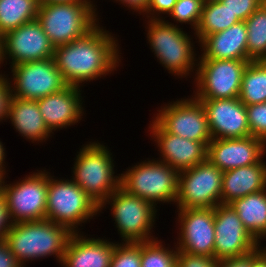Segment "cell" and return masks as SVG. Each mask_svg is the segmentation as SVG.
<instances>
[{"instance_id": "cell-1", "label": "cell", "mask_w": 266, "mask_h": 267, "mask_svg": "<svg viewBox=\"0 0 266 267\" xmlns=\"http://www.w3.org/2000/svg\"><path fill=\"white\" fill-rule=\"evenodd\" d=\"M118 42L115 34L98 23L81 38L56 46L53 58L65 83L82 88L84 83L114 74L122 62Z\"/></svg>"}, {"instance_id": "cell-2", "label": "cell", "mask_w": 266, "mask_h": 267, "mask_svg": "<svg viewBox=\"0 0 266 267\" xmlns=\"http://www.w3.org/2000/svg\"><path fill=\"white\" fill-rule=\"evenodd\" d=\"M72 234L68 228L45 219L13 223L4 240L23 267L50 256L61 264Z\"/></svg>"}, {"instance_id": "cell-3", "label": "cell", "mask_w": 266, "mask_h": 267, "mask_svg": "<svg viewBox=\"0 0 266 267\" xmlns=\"http://www.w3.org/2000/svg\"><path fill=\"white\" fill-rule=\"evenodd\" d=\"M145 21L147 43L157 62L165 68V71L177 76L178 79L191 76L194 79L198 65V54L194 47L195 42L192 40L194 36L191 37L181 26L168 23L166 19H145Z\"/></svg>"}, {"instance_id": "cell-4", "label": "cell", "mask_w": 266, "mask_h": 267, "mask_svg": "<svg viewBox=\"0 0 266 267\" xmlns=\"http://www.w3.org/2000/svg\"><path fill=\"white\" fill-rule=\"evenodd\" d=\"M73 162L71 179L100 207L120 187L111 150L97 141L83 144ZM116 174V175H115Z\"/></svg>"}, {"instance_id": "cell-5", "label": "cell", "mask_w": 266, "mask_h": 267, "mask_svg": "<svg viewBox=\"0 0 266 267\" xmlns=\"http://www.w3.org/2000/svg\"><path fill=\"white\" fill-rule=\"evenodd\" d=\"M98 214L99 206L78 184L69 178L57 179L47 171V220L68 228L72 233H81L82 224L90 222Z\"/></svg>"}, {"instance_id": "cell-6", "label": "cell", "mask_w": 266, "mask_h": 267, "mask_svg": "<svg viewBox=\"0 0 266 267\" xmlns=\"http://www.w3.org/2000/svg\"><path fill=\"white\" fill-rule=\"evenodd\" d=\"M143 160L120 173V187L157 206L175 204L178 196L179 171L155 158Z\"/></svg>"}, {"instance_id": "cell-7", "label": "cell", "mask_w": 266, "mask_h": 267, "mask_svg": "<svg viewBox=\"0 0 266 267\" xmlns=\"http://www.w3.org/2000/svg\"><path fill=\"white\" fill-rule=\"evenodd\" d=\"M94 2L39 5L37 20L54 47L68 44L91 31L98 23Z\"/></svg>"}, {"instance_id": "cell-8", "label": "cell", "mask_w": 266, "mask_h": 267, "mask_svg": "<svg viewBox=\"0 0 266 267\" xmlns=\"http://www.w3.org/2000/svg\"><path fill=\"white\" fill-rule=\"evenodd\" d=\"M113 221L120 234L121 242H145L156 239L153 227L156 223L159 206L138 196L127 193L118 187L99 207L102 213L109 207Z\"/></svg>"}, {"instance_id": "cell-9", "label": "cell", "mask_w": 266, "mask_h": 267, "mask_svg": "<svg viewBox=\"0 0 266 267\" xmlns=\"http://www.w3.org/2000/svg\"><path fill=\"white\" fill-rule=\"evenodd\" d=\"M37 171V172H36ZM2 178L0 192L5 198L12 223L40 221L46 219L47 170H35L19 181L10 182Z\"/></svg>"}, {"instance_id": "cell-10", "label": "cell", "mask_w": 266, "mask_h": 267, "mask_svg": "<svg viewBox=\"0 0 266 267\" xmlns=\"http://www.w3.org/2000/svg\"><path fill=\"white\" fill-rule=\"evenodd\" d=\"M248 63L249 60L198 59L193 96L196 99L239 97Z\"/></svg>"}, {"instance_id": "cell-11", "label": "cell", "mask_w": 266, "mask_h": 267, "mask_svg": "<svg viewBox=\"0 0 266 267\" xmlns=\"http://www.w3.org/2000/svg\"><path fill=\"white\" fill-rule=\"evenodd\" d=\"M223 171L208 159L179 172L177 209L215 208L221 204Z\"/></svg>"}, {"instance_id": "cell-12", "label": "cell", "mask_w": 266, "mask_h": 267, "mask_svg": "<svg viewBox=\"0 0 266 267\" xmlns=\"http://www.w3.org/2000/svg\"><path fill=\"white\" fill-rule=\"evenodd\" d=\"M167 102L152 117L166 132L209 143L213 138L202 103L194 96Z\"/></svg>"}, {"instance_id": "cell-13", "label": "cell", "mask_w": 266, "mask_h": 267, "mask_svg": "<svg viewBox=\"0 0 266 267\" xmlns=\"http://www.w3.org/2000/svg\"><path fill=\"white\" fill-rule=\"evenodd\" d=\"M10 70L11 80L9 74L7 77L12 96L20 99L38 100L67 86L54 58L23 62Z\"/></svg>"}, {"instance_id": "cell-14", "label": "cell", "mask_w": 266, "mask_h": 267, "mask_svg": "<svg viewBox=\"0 0 266 267\" xmlns=\"http://www.w3.org/2000/svg\"><path fill=\"white\" fill-rule=\"evenodd\" d=\"M2 63L15 66L23 62L54 57V45L37 19L10 30L1 36ZM11 60V61H10Z\"/></svg>"}, {"instance_id": "cell-15", "label": "cell", "mask_w": 266, "mask_h": 267, "mask_svg": "<svg viewBox=\"0 0 266 267\" xmlns=\"http://www.w3.org/2000/svg\"><path fill=\"white\" fill-rule=\"evenodd\" d=\"M177 250L214 257V208L177 209Z\"/></svg>"}, {"instance_id": "cell-16", "label": "cell", "mask_w": 266, "mask_h": 267, "mask_svg": "<svg viewBox=\"0 0 266 267\" xmlns=\"http://www.w3.org/2000/svg\"><path fill=\"white\" fill-rule=\"evenodd\" d=\"M214 258L238 257L250 253L261 244L248 232L237 212L229 204L214 208Z\"/></svg>"}, {"instance_id": "cell-17", "label": "cell", "mask_w": 266, "mask_h": 267, "mask_svg": "<svg viewBox=\"0 0 266 267\" xmlns=\"http://www.w3.org/2000/svg\"><path fill=\"white\" fill-rule=\"evenodd\" d=\"M148 125V135L159 151L158 161L168 164L179 172L207 160L208 144L182 138L166 132L153 118Z\"/></svg>"}, {"instance_id": "cell-18", "label": "cell", "mask_w": 266, "mask_h": 267, "mask_svg": "<svg viewBox=\"0 0 266 267\" xmlns=\"http://www.w3.org/2000/svg\"><path fill=\"white\" fill-rule=\"evenodd\" d=\"M197 100L204 107L213 139H235L251 136L246 105L238 97Z\"/></svg>"}, {"instance_id": "cell-19", "label": "cell", "mask_w": 266, "mask_h": 267, "mask_svg": "<svg viewBox=\"0 0 266 267\" xmlns=\"http://www.w3.org/2000/svg\"><path fill=\"white\" fill-rule=\"evenodd\" d=\"M266 156V142L258 137L212 139L207 159L223 172L260 162Z\"/></svg>"}, {"instance_id": "cell-20", "label": "cell", "mask_w": 266, "mask_h": 267, "mask_svg": "<svg viewBox=\"0 0 266 267\" xmlns=\"http://www.w3.org/2000/svg\"><path fill=\"white\" fill-rule=\"evenodd\" d=\"M81 92V87L67 85L63 90L37 100L41 115L53 134L80 123L85 115Z\"/></svg>"}, {"instance_id": "cell-21", "label": "cell", "mask_w": 266, "mask_h": 267, "mask_svg": "<svg viewBox=\"0 0 266 267\" xmlns=\"http://www.w3.org/2000/svg\"><path fill=\"white\" fill-rule=\"evenodd\" d=\"M73 233L70 237L61 265L63 267H110L115 241L87 237Z\"/></svg>"}, {"instance_id": "cell-22", "label": "cell", "mask_w": 266, "mask_h": 267, "mask_svg": "<svg viewBox=\"0 0 266 267\" xmlns=\"http://www.w3.org/2000/svg\"><path fill=\"white\" fill-rule=\"evenodd\" d=\"M247 26L240 21L224 31L206 36L198 59L248 60Z\"/></svg>"}, {"instance_id": "cell-23", "label": "cell", "mask_w": 266, "mask_h": 267, "mask_svg": "<svg viewBox=\"0 0 266 267\" xmlns=\"http://www.w3.org/2000/svg\"><path fill=\"white\" fill-rule=\"evenodd\" d=\"M9 123L21 137L31 143H44L49 137L54 135L47 127L37 100H24L17 97H11L8 110ZM37 141V142H36Z\"/></svg>"}, {"instance_id": "cell-24", "label": "cell", "mask_w": 266, "mask_h": 267, "mask_svg": "<svg viewBox=\"0 0 266 267\" xmlns=\"http://www.w3.org/2000/svg\"><path fill=\"white\" fill-rule=\"evenodd\" d=\"M266 189V162L264 158L253 165L223 172L221 204Z\"/></svg>"}, {"instance_id": "cell-25", "label": "cell", "mask_w": 266, "mask_h": 267, "mask_svg": "<svg viewBox=\"0 0 266 267\" xmlns=\"http://www.w3.org/2000/svg\"><path fill=\"white\" fill-rule=\"evenodd\" d=\"M229 205L250 234L261 244L266 239V189L233 200Z\"/></svg>"}, {"instance_id": "cell-26", "label": "cell", "mask_w": 266, "mask_h": 267, "mask_svg": "<svg viewBox=\"0 0 266 267\" xmlns=\"http://www.w3.org/2000/svg\"><path fill=\"white\" fill-rule=\"evenodd\" d=\"M238 22L240 20L221 1L204 3L199 26L193 34L198 39L195 42L200 43L206 36L224 31Z\"/></svg>"}, {"instance_id": "cell-27", "label": "cell", "mask_w": 266, "mask_h": 267, "mask_svg": "<svg viewBox=\"0 0 266 267\" xmlns=\"http://www.w3.org/2000/svg\"><path fill=\"white\" fill-rule=\"evenodd\" d=\"M37 0H0V36L37 19Z\"/></svg>"}, {"instance_id": "cell-28", "label": "cell", "mask_w": 266, "mask_h": 267, "mask_svg": "<svg viewBox=\"0 0 266 267\" xmlns=\"http://www.w3.org/2000/svg\"><path fill=\"white\" fill-rule=\"evenodd\" d=\"M238 98L244 105L266 102V60L249 61Z\"/></svg>"}, {"instance_id": "cell-29", "label": "cell", "mask_w": 266, "mask_h": 267, "mask_svg": "<svg viewBox=\"0 0 266 267\" xmlns=\"http://www.w3.org/2000/svg\"><path fill=\"white\" fill-rule=\"evenodd\" d=\"M245 24L248 60H266V2L245 20Z\"/></svg>"}, {"instance_id": "cell-30", "label": "cell", "mask_w": 266, "mask_h": 267, "mask_svg": "<svg viewBox=\"0 0 266 267\" xmlns=\"http://www.w3.org/2000/svg\"><path fill=\"white\" fill-rule=\"evenodd\" d=\"M165 245L158 238L141 242V267H177V247Z\"/></svg>"}, {"instance_id": "cell-31", "label": "cell", "mask_w": 266, "mask_h": 267, "mask_svg": "<svg viewBox=\"0 0 266 267\" xmlns=\"http://www.w3.org/2000/svg\"><path fill=\"white\" fill-rule=\"evenodd\" d=\"M203 4V0H177L172 12L164 19L170 17L177 24L166 21L176 26H179V23L191 25L190 28L195 32L201 20Z\"/></svg>"}, {"instance_id": "cell-32", "label": "cell", "mask_w": 266, "mask_h": 267, "mask_svg": "<svg viewBox=\"0 0 266 267\" xmlns=\"http://www.w3.org/2000/svg\"><path fill=\"white\" fill-rule=\"evenodd\" d=\"M141 242H115L110 267H141Z\"/></svg>"}, {"instance_id": "cell-33", "label": "cell", "mask_w": 266, "mask_h": 267, "mask_svg": "<svg viewBox=\"0 0 266 267\" xmlns=\"http://www.w3.org/2000/svg\"><path fill=\"white\" fill-rule=\"evenodd\" d=\"M246 113L251 136L266 142V102L246 105Z\"/></svg>"}, {"instance_id": "cell-34", "label": "cell", "mask_w": 266, "mask_h": 267, "mask_svg": "<svg viewBox=\"0 0 266 267\" xmlns=\"http://www.w3.org/2000/svg\"><path fill=\"white\" fill-rule=\"evenodd\" d=\"M266 0H221L240 21L247 20Z\"/></svg>"}, {"instance_id": "cell-35", "label": "cell", "mask_w": 266, "mask_h": 267, "mask_svg": "<svg viewBox=\"0 0 266 267\" xmlns=\"http://www.w3.org/2000/svg\"><path fill=\"white\" fill-rule=\"evenodd\" d=\"M177 267H216L217 260L214 257L193 255L177 250Z\"/></svg>"}, {"instance_id": "cell-36", "label": "cell", "mask_w": 266, "mask_h": 267, "mask_svg": "<svg viewBox=\"0 0 266 267\" xmlns=\"http://www.w3.org/2000/svg\"><path fill=\"white\" fill-rule=\"evenodd\" d=\"M177 0H150L146 12V19H164L163 15L172 12Z\"/></svg>"}, {"instance_id": "cell-37", "label": "cell", "mask_w": 266, "mask_h": 267, "mask_svg": "<svg viewBox=\"0 0 266 267\" xmlns=\"http://www.w3.org/2000/svg\"><path fill=\"white\" fill-rule=\"evenodd\" d=\"M12 97L7 75L0 74V123L8 121L9 103Z\"/></svg>"}, {"instance_id": "cell-38", "label": "cell", "mask_w": 266, "mask_h": 267, "mask_svg": "<svg viewBox=\"0 0 266 267\" xmlns=\"http://www.w3.org/2000/svg\"><path fill=\"white\" fill-rule=\"evenodd\" d=\"M12 221L8 214L7 204L4 196L0 192V240H4L11 228Z\"/></svg>"}, {"instance_id": "cell-39", "label": "cell", "mask_w": 266, "mask_h": 267, "mask_svg": "<svg viewBox=\"0 0 266 267\" xmlns=\"http://www.w3.org/2000/svg\"><path fill=\"white\" fill-rule=\"evenodd\" d=\"M0 267H23L11 253L5 240H0Z\"/></svg>"}, {"instance_id": "cell-40", "label": "cell", "mask_w": 266, "mask_h": 267, "mask_svg": "<svg viewBox=\"0 0 266 267\" xmlns=\"http://www.w3.org/2000/svg\"><path fill=\"white\" fill-rule=\"evenodd\" d=\"M216 267H251V252L238 257L217 260Z\"/></svg>"}, {"instance_id": "cell-41", "label": "cell", "mask_w": 266, "mask_h": 267, "mask_svg": "<svg viewBox=\"0 0 266 267\" xmlns=\"http://www.w3.org/2000/svg\"><path fill=\"white\" fill-rule=\"evenodd\" d=\"M119 2V5L123 4L124 7L128 8L127 10H132V12L139 13V15L145 16L149 7L150 0H114V2ZM134 10V11H133Z\"/></svg>"}, {"instance_id": "cell-42", "label": "cell", "mask_w": 266, "mask_h": 267, "mask_svg": "<svg viewBox=\"0 0 266 267\" xmlns=\"http://www.w3.org/2000/svg\"><path fill=\"white\" fill-rule=\"evenodd\" d=\"M251 267H266V246L263 244L251 251Z\"/></svg>"}, {"instance_id": "cell-43", "label": "cell", "mask_w": 266, "mask_h": 267, "mask_svg": "<svg viewBox=\"0 0 266 267\" xmlns=\"http://www.w3.org/2000/svg\"><path fill=\"white\" fill-rule=\"evenodd\" d=\"M6 150H5V146L3 144V142L0 140V179L2 178H5L7 177L6 175H8V171L9 170H6V167L5 165L6 162H5V159H6Z\"/></svg>"}, {"instance_id": "cell-44", "label": "cell", "mask_w": 266, "mask_h": 267, "mask_svg": "<svg viewBox=\"0 0 266 267\" xmlns=\"http://www.w3.org/2000/svg\"><path fill=\"white\" fill-rule=\"evenodd\" d=\"M41 4H60V3H74V2H94V0H37Z\"/></svg>"}, {"instance_id": "cell-45", "label": "cell", "mask_w": 266, "mask_h": 267, "mask_svg": "<svg viewBox=\"0 0 266 267\" xmlns=\"http://www.w3.org/2000/svg\"><path fill=\"white\" fill-rule=\"evenodd\" d=\"M2 49H1V36H0V69H1V66H2ZM1 71V70H0ZM1 74V73H0Z\"/></svg>"}, {"instance_id": "cell-46", "label": "cell", "mask_w": 266, "mask_h": 267, "mask_svg": "<svg viewBox=\"0 0 266 267\" xmlns=\"http://www.w3.org/2000/svg\"><path fill=\"white\" fill-rule=\"evenodd\" d=\"M214 1H221V0H203L204 3H207V2H214Z\"/></svg>"}]
</instances>
